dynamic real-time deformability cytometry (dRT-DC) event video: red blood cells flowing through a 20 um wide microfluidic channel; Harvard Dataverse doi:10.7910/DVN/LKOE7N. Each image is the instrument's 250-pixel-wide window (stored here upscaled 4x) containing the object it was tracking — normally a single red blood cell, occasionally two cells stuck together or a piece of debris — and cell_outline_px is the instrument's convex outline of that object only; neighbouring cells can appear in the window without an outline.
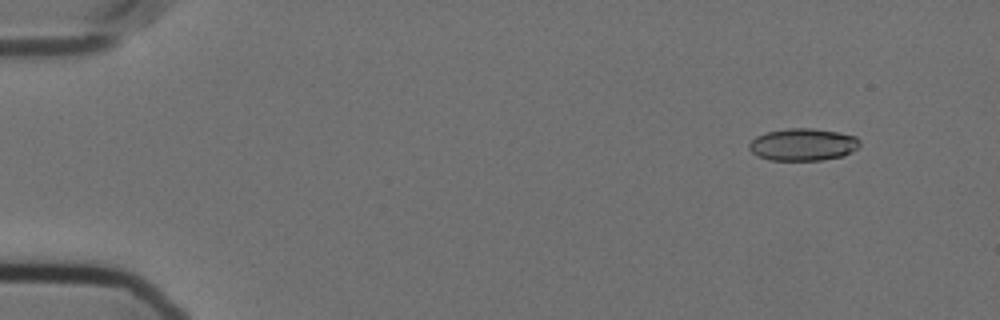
{"species": "Egyptian fruit bat (a non-hibernating species)", "species_latin": "Rousettus aegyptiacus", "temperature_condition": "cold", "stored_images_in_passage": 54, "camera_frame_rate_fps": 3000, "um_per_image_px": 0.085, "animal": {"sex": "female"}, "frame": {"image": 1, "passage_image": 2, "time_ms": 0.333, "image_size_px": [1000, 320], "cell_outline_px": [[860, 144], [852, 152], [844, 156], [820, 160], [768, 160], [756, 156], [748, 148], [748, 144], [756, 136], [768, 132], [788, 128], [812, 128], [836, 132], [856, 136], [860, 140]], "centroid_in_image_um": [68.24, 12.29], "position_along_channel_um": 16.8, "area_um2": 20.87}}
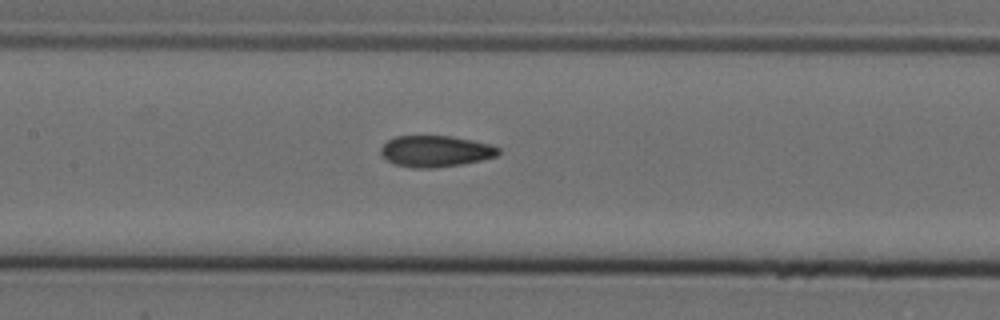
{"frame": {"image": 2, "passage_image": 24, "time_ms": 7.667, "image_size_px": [1000, 320], "cell_outline_px": [[500, 152], [496, 156], [480, 160], [460, 164], [432, 168], [412, 168], [396, 164], [388, 160], [380, 152], [380, 148], [388, 140], [396, 136], [452, 136], [492, 144], [500, 148]], "centroid_in_image_um": [37.04, 12.84], "position_along_channel_um": 170.4, "area_um2": 21.33}}
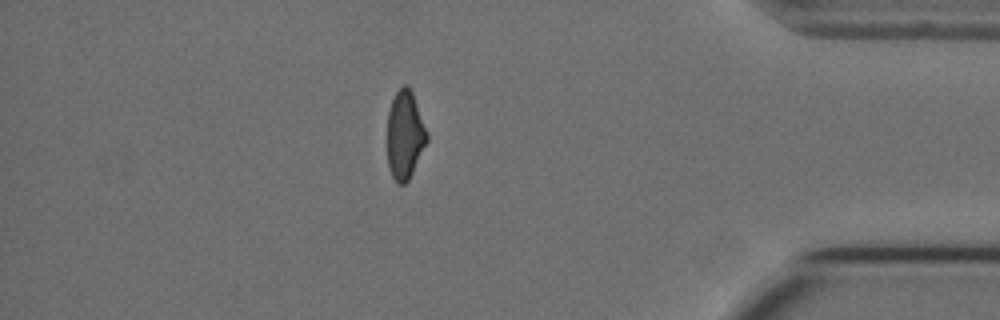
{"frame": {"image": 3, "passage_image": 46, "time_ms": 15.0, "image_size_px": [1000, 320], "cell_outline_px": [[428, 140], [408, 180], [404, 184], [400, 184], [392, 176], [388, 168], [388, 112], [392, 100], [396, 92], [404, 84], [412, 92], [428, 132]], "centroid_in_image_um": [34.42, 11.47], "position_along_channel_um": 400.8, "area_um2": 20.11}, "authors_computed_cell_mechanics": {"area_um2": 21.5594, "velocity_mm_per_s": 3.5948, "shape_relaxation_time_tau1_ms": null, "shape_relaxation_time_tau2_ms": 2.2269, "deformation_change_tau1": null, "deformation_change_tau2": 0.0734}}